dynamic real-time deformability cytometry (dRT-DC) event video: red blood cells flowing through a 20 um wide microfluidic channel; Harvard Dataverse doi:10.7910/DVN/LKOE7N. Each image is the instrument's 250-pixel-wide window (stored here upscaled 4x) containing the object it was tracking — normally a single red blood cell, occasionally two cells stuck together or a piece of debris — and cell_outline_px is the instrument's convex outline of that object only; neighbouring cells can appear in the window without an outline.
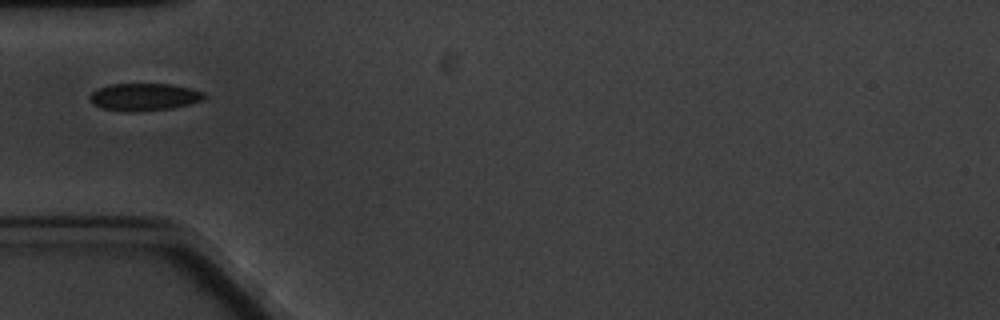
{"species": "common noctule bat (a hibernating species)", "species_latin": "Nyctalus noctula", "temperature_condition": "cold", "stored_images_in_passage": 14, "camera_frame_rate_fps": 3000, "um_per_image_px": 0.085, "animal": {"sex": "male", "body_mass_g": 20.1, "forearm_length_mm": 53.5}, "frame": {"image": 1, "passage_image": 3, "time_ms": 3.0, "image_size_px": [1000, 320], "cell_outline_px": [[204, 100], [172, 108], [136, 112], [128, 112], [100, 108], [92, 104], [88, 100], [88, 96], [96, 88], [112, 84], [172, 84], [204, 92]], "centroid_in_image_um": [12.18, 8.25], "position_along_channel_um": 72.8, "area_um2": 18.44}}